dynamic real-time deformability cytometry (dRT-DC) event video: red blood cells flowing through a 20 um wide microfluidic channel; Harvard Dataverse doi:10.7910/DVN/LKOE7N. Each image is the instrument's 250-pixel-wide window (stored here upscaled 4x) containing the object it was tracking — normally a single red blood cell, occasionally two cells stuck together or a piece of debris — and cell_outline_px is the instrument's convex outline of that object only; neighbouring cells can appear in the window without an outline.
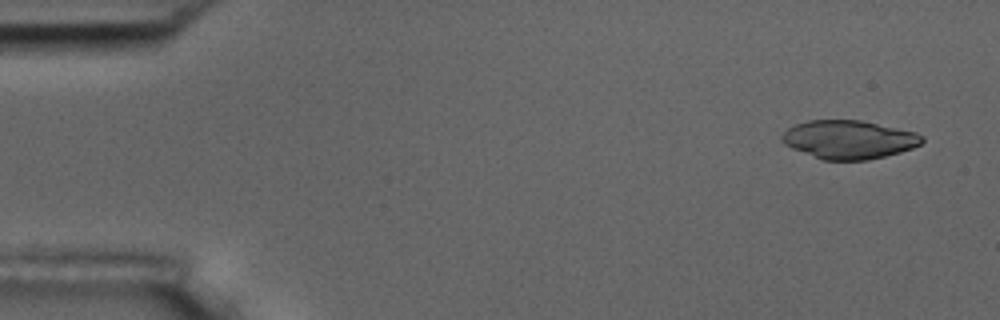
{"species": "common noctule bat (a hibernating species)", "species_latin": "Nyctalus noctula", "temperature_condition": "room temperature", "stored_images_in_passage": 53, "camera_frame_rate_fps": 3000, "um_per_image_px": 0.085, "animal": {"sex": "male", "body_mass_g": 17.5, "forearm_length_mm": 52.3}, "frame": {"image": 1, "passage_image": 3, "time_ms": 0.667, "image_size_px": [1000, 320], "cell_outline_px": [[924, 140], [920, 144], [912, 148], [900, 152], [868, 160], [824, 160], [792, 148], [784, 144], [780, 140], [780, 136], [788, 128], [796, 124], [808, 120], [860, 120], [916, 132], [924, 136]], "centroid_in_image_um": [72.15, 11.86], "position_along_channel_um": 12.9, "area_um2": 31.33}}